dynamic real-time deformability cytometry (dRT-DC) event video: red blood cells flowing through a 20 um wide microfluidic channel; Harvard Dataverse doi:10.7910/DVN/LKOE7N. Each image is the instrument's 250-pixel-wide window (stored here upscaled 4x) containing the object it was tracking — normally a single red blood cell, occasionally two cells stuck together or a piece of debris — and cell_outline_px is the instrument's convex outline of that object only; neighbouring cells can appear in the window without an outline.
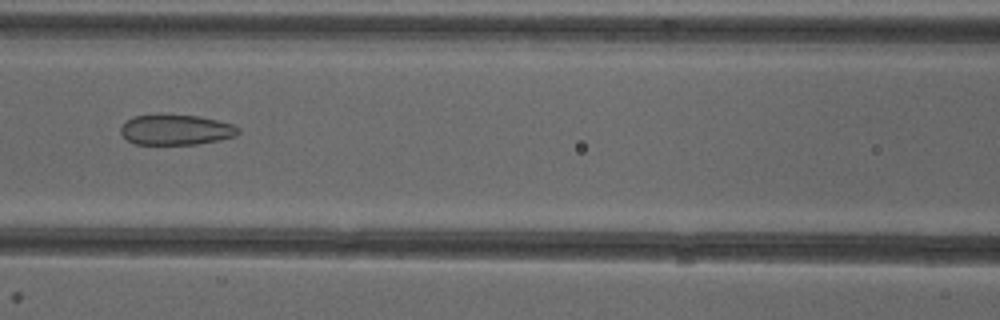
{"species": "common noctule bat (a hibernating species)", "species_latin": "Nyctalus noctula", "temperature_condition": "cold", "stored_images_in_passage": 51, "camera_frame_rate_fps": 3000, "um_per_image_px": 0.085, "animal": {"sex": "female"}, "frame": {"image": 1, "passage_image": 23, "time_ms": 7.333, "image_size_px": [1000, 320], "cell_outline_px": [[240, 132], [236, 136], [220, 140], [196, 144], [136, 144], [128, 140], [120, 132], [120, 128], [132, 116], [160, 112], [200, 116], [232, 124], [240, 128]], "centroid_in_image_um": [14.95, 10.99], "position_along_channel_um": 151.6, "area_um2": 21.33}}
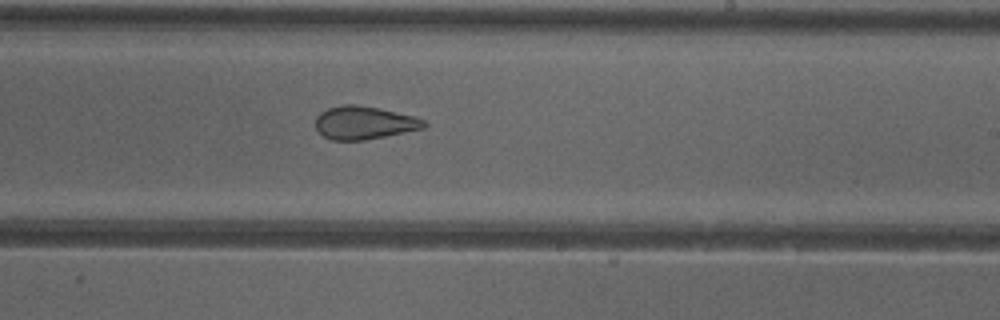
{"frame": {"image": 2, "passage_image": 31, "time_ms": 10.0, "image_size_px": [1000, 320], "cell_outline_px": [[428, 124], [424, 128], [364, 140], [332, 140], [324, 136], [316, 128], [316, 116], [320, 112], [328, 108], [340, 104], [356, 104], [376, 108], [412, 116], [424, 120]], "centroid_in_image_um": [30.91, 10.43], "position_along_channel_um": 258.1, "area_um2": 20.63}}
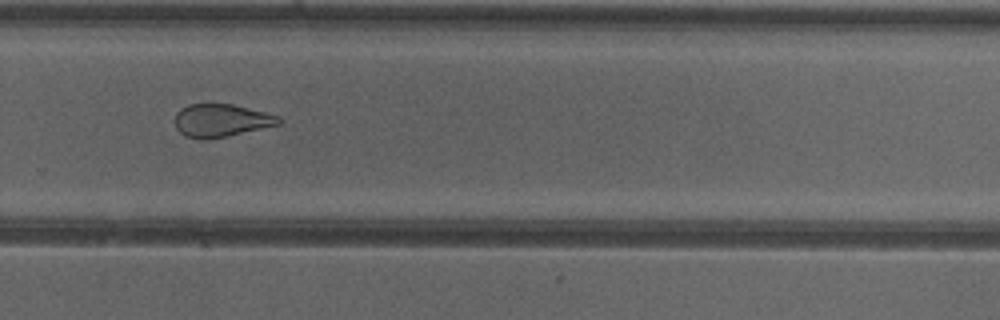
{"frame": {"image": 3, "passage_image": 35, "time_ms": 11.333, "image_size_px": [1000, 320], "cell_outline_px": [[284, 120], [280, 124], [224, 136], [204, 140], [200, 140], [188, 136], [180, 132], [176, 128], [176, 112], [180, 108], [188, 104], [208, 100], [232, 104], [280, 116]], "centroid_in_image_um": [18.76, 10.18], "position_along_channel_um": 311.0, "area_um2": 20.29}, "authors_computed_cell_mechanics": {"area_um2": 24.3916, "velocity_mm_per_s": 3.9951, "shape_relaxation_time_tau1_ms": null, "shape_relaxation_time_tau2_ms": 1.8516, "deformation_change_tau1": null, "deformation_change_tau2": 0.0997}}